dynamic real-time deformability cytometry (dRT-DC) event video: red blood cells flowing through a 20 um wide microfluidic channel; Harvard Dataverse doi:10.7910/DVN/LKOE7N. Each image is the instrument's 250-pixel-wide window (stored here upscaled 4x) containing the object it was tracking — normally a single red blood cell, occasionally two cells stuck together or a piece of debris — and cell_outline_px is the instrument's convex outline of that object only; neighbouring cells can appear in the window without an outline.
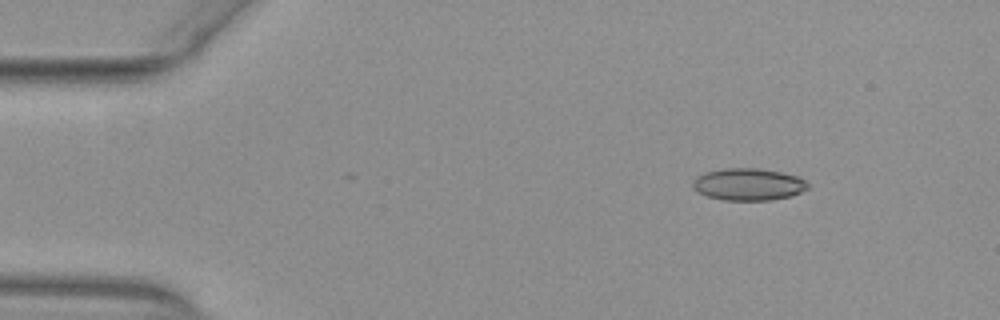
{"species": "common noctule bat (a hibernating species)", "species_latin": "Nyctalus noctula", "temperature_condition": "warm", "stored_images_in_passage": 47, "camera_frame_rate_fps": 3000, "um_per_image_px": 0.085, "animal": {"sex": "female", "body_mass_g": 29.2, "forearm_length_mm": 56.3}, "frame": {"image": 1, "passage_image": 1, "time_ms": 0.0, "image_size_px": [1000, 320], "cell_outline_px": [[808, 188], [792, 196], [772, 200], [724, 200], [708, 196], [692, 188], [692, 180], [696, 176], [704, 172], [724, 168], [760, 168], [780, 172], [796, 176], [804, 180], [808, 184]], "centroid_in_image_um": [63.58, 15.66], "position_along_channel_um": 21.4, "area_um2": 21.56}}
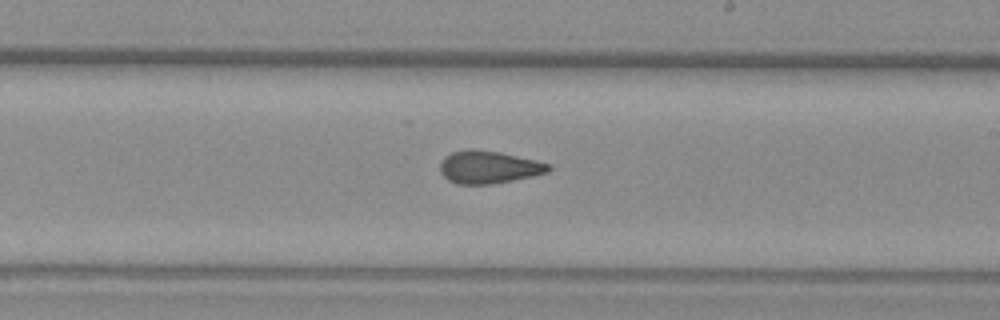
{"frame": {"image": 2, "passage_image": 25, "time_ms": 8.0, "image_size_px": [1000, 320], "cell_outline_px": [[552, 168], [548, 172], [532, 176], [492, 184], [456, 184], [448, 180], [440, 172], [440, 164], [444, 156], [452, 152], [468, 148], [500, 152], [536, 160], [552, 164]], "centroid_in_image_um": [41.53, 14.2], "position_along_channel_um": 247.5, "area_um2": 20.75}}
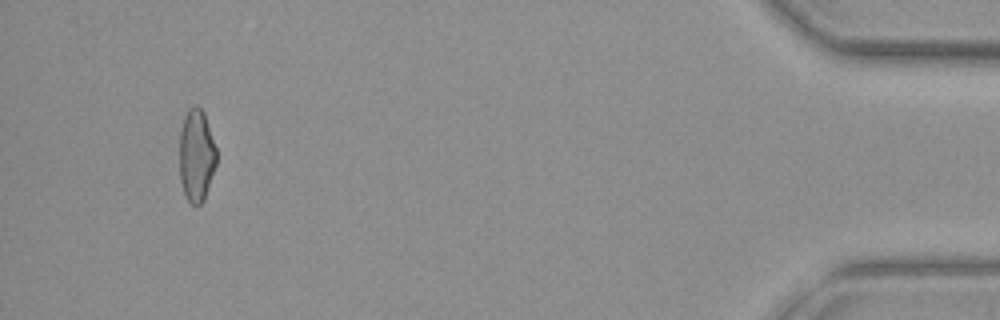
{"frame": {"image": 3, "passage_image": 44, "time_ms": 14.333, "image_size_px": [1000, 320], "cell_outline_px": [[216, 164], [204, 200], [196, 208], [188, 200], [184, 192], [180, 180], [180, 128], [184, 116], [188, 108], [196, 104], [204, 112], [216, 148]], "centroid_in_image_um": [16.69, 13.2], "position_along_channel_um": 418.5, "area_um2": 20.0}, "authors_computed_cell_mechanics": {"area_um2": 20.9236, "velocity_mm_per_s": 3.9239, "shape_relaxation_time_tau1_ms": null, "shape_relaxation_time_tau2_ms": 1.758, "deformation_change_tau1": null, "deformation_change_tau2": 0.0906}}